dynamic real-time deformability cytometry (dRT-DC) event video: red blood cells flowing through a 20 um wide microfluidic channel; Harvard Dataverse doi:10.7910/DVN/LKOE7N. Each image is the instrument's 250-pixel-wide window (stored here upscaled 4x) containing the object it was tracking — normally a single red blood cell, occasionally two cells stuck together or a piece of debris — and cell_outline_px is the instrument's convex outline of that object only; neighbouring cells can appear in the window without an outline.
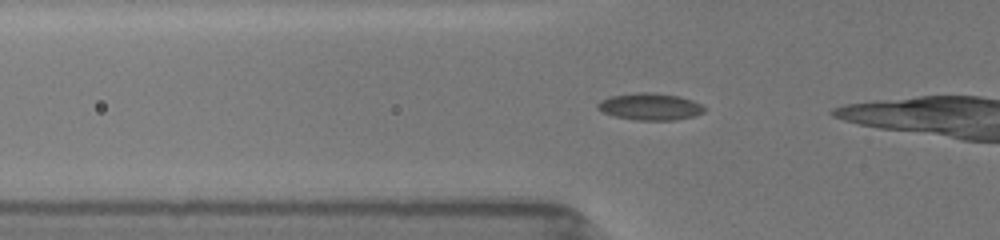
{"species": "common noctule bat (a hibernating species)", "species_latin": "Nyctalus noctula", "temperature_condition": "room temperature", "stored_images_in_passage": 4, "camera_frame_rate_fps": 3000, "um_per_image_px": 0.085, "animal": {"sex": "female", "body_mass_g": 19.5, "forearm_length_mm": 54.1}, "frame": {"image": 1, "passage_image": 2, "time_ms": 0.333, "image_size_px": [1000, 240], "cell_outline_px": [[704, 112], [692, 116], [672, 120], [636, 120], [616, 116], [604, 112], [596, 108], [596, 104], [600, 100], [608, 96], [636, 92], [652, 92], [676, 96], [692, 100], [700, 104], [704, 108]], "centroid_in_image_um": [55.19, 9.05], "position_along_channel_um": 70.6, "area_um2": 16.59}}